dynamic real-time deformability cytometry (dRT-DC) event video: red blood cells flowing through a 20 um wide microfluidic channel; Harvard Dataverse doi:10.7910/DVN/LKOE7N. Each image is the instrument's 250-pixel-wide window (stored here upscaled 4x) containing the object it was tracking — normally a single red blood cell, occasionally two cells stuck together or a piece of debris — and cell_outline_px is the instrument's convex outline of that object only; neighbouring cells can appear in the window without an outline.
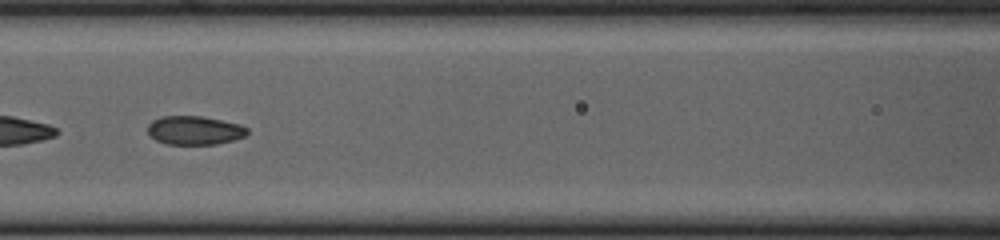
{"species": "common noctule bat (a hibernating species)", "species_latin": "Nyctalus noctula", "temperature_condition": "cold", "stored_images_in_passage": 53, "segment_of_instrument_passage": [2, 2], "camera_frame_rate_fps": 3000, "um_per_image_px": 0.085, "animal": {"sex": "female", "body_mass_g": 23.0, "forearm_length_mm": 53.4}, "frame": {"image": 1, "passage_image": 23, "time_ms": 7.333, "image_size_px": [1000, 240], "cell_outline_px": [[248, 132], [244, 136], [232, 140], [216, 144], [168, 144], [156, 140], [148, 132], [148, 124], [152, 120], [160, 116], [200, 116], [240, 124], [248, 128]], "centroid_in_image_um": [16.52, 11.07], "position_along_channel_um": 150.1, "area_um2": 16.53}}
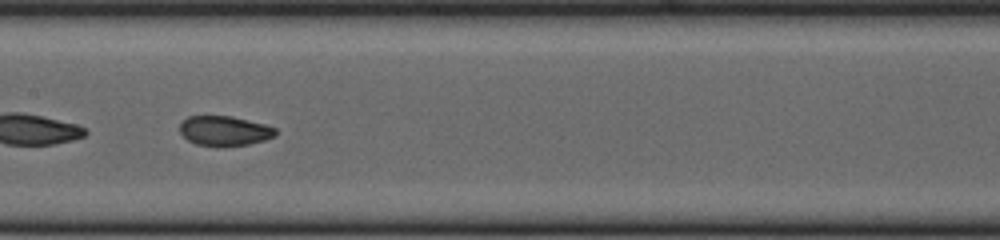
{"frame": {"image": 2, "passage_image": 26, "time_ms": 8.333, "image_size_px": [1000, 240], "cell_outline_px": [[276, 136], [264, 140], [248, 144], [196, 144], [188, 140], [180, 132], [180, 124], [188, 116], [232, 116], [264, 124], [276, 128]], "centroid_in_image_um": [19.09, 11.08], "position_along_channel_um": 188.3, "area_um2": 16.07}}
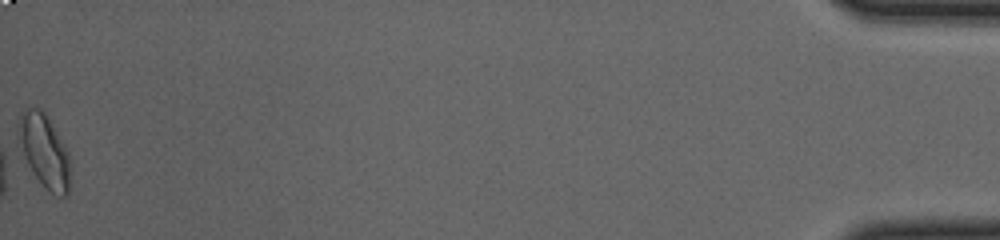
{"frame": {"image": 3, "passage_image": 53, "time_ms": 17.333, "image_size_px": [1000, 240], "cell_outline_px": [[68, 196], [56, 196], [48, 192], [40, 184], [20, 152], [20, 112], [28, 108], [40, 108], [48, 116], [64, 144], [68, 152]], "centroid_in_image_um": [3.76, 12.86], "position_along_channel_um": 431.4, "area_um2": 21.85}}